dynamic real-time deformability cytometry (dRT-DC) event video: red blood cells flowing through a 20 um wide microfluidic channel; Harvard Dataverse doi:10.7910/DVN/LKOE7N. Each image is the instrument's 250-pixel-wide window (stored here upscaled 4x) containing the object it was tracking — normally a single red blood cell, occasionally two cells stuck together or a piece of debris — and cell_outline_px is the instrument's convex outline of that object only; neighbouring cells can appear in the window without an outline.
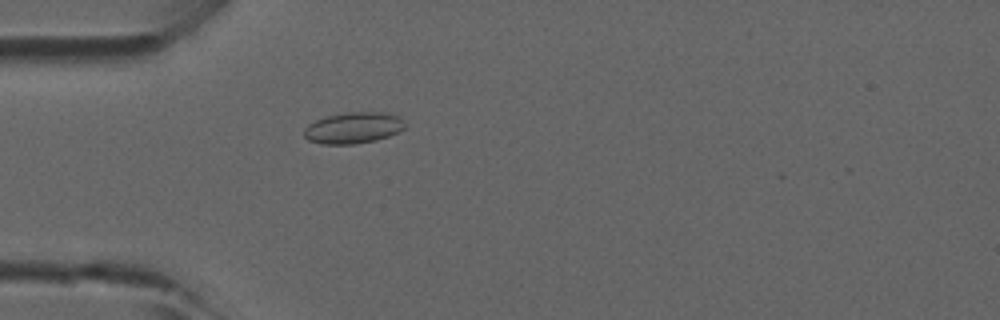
{"species": "common noctule bat (a hibernating species)", "species_latin": "Nyctalus noctula", "temperature_condition": "room temperature", "stored_images_in_passage": 4, "camera_frame_rate_fps": 3000, "um_per_image_px": 0.085, "animal": {"sex": "male", "forearm_length_mm": 52.5}, "frame": {"image": 1, "passage_image": 4, "time_ms": 1.0, "image_size_px": [1000, 320], "cell_outline_px": [[408, 124], [404, 128], [388, 136], [376, 140], [352, 144], [320, 144], [308, 140], [304, 136], [304, 128], [308, 124], [316, 120], [328, 116], [348, 112], [384, 112], [400, 116]], "centroid_in_image_um": [30.05, 10.86], "position_along_channel_um": 55.0, "area_um2": 18.44}}